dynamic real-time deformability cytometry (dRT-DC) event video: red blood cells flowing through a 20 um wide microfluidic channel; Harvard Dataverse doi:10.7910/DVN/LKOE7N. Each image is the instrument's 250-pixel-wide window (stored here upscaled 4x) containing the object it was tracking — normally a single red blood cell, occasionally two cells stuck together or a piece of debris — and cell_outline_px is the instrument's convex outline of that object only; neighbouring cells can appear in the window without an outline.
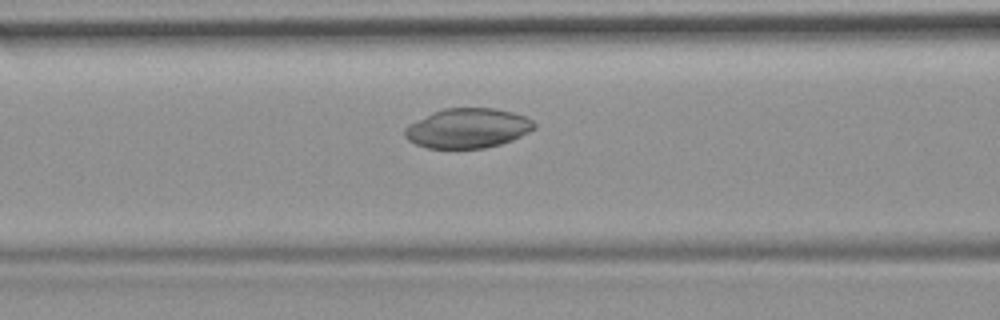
{"species": "common noctule bat (a hibernating species)", "species_latin": "Nyctalus noctula", "temperature_condition": "room temperature", "stored_images_in_passage": 41, "camera_frame_rate_fps": 3000, "um_per_image_px": 0.085, "animal": {"sex": "female", "body_mass_g": 19.9}, "frame": {"image": 1, "passage_image": 9, "time_ms": 2.667, "image_size_px": [1000, 320], "cell_outline_px": [[536, 128], [512, 140], [500, 144], [484, 148], [428, 148], [416, 144], [408, 140], [404, 136], [404, 128], [408, 124], [432, 112], [444, 108], [492, 108], [512, 112], [524, 116], [532, 120], [536, 124]], "centroid_in_image_um": [39.73, 10.89], "position_along_channel_um": 126.9, "area_um2": 29.94}}
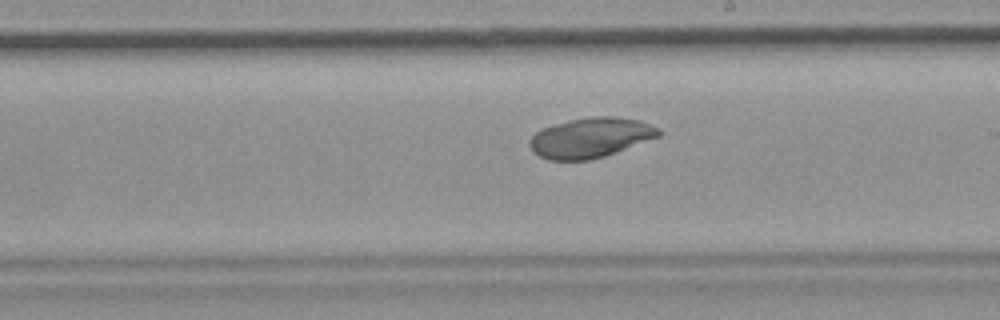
{"frame": {"image": 2, "passage_image": 18, "time_ms": 5.667, "image_size_px": [1000, 320], "cell_outline_px": [[664, 132], [660, 136], [604, 156], [588, 160], [548, 160], [532, 152], [528, 144], [532, 136], [540, 128], [588, 116], [612, 116], [640, 120], [660, 128]], "centroid_in_image_um": [50.2, 11.7], "position_along_channel_um": 238.8, "area_um2": 30.11}}
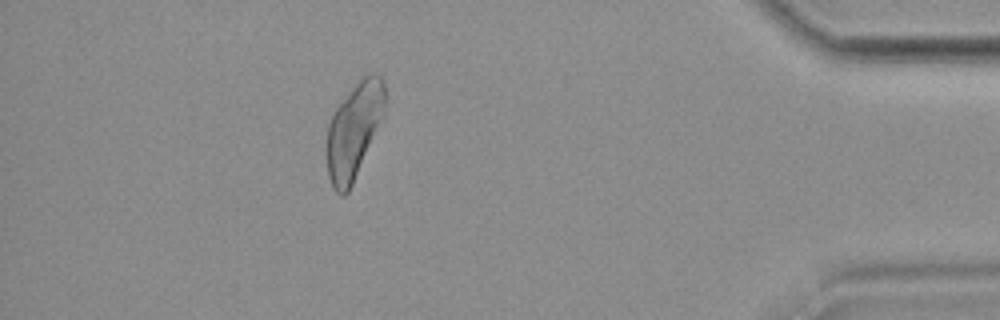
{"frame": {"image": 3, "passage_image": 35, "time_ms": 11.333, "image_size_px": [1000, 320], "cell_outline_px": [[384, 104], [352, 184], [348, 192], [344, 196], [340, 196], [332, 188], [328, 176], [324, 148], [328, 124], [336, 108], [360, 76], [368, 72], [376, 72], [380, 76], [384, 84]], "centroid_in_image_um": [29.97, 11.08], "position_along_channel_um": 405.2, "area_um2": 31.56}}